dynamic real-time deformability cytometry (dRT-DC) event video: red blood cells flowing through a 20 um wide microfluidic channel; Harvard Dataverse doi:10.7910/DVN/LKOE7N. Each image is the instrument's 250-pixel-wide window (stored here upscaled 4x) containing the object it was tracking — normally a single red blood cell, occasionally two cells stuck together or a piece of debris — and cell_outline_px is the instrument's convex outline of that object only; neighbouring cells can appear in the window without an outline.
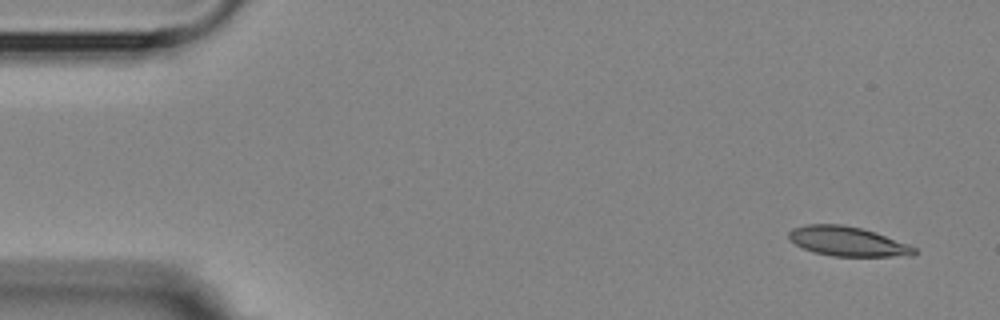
{"species": "Egyptian fruit bat (a non-hibernating species)", "species_latin": "Rousettus aegyptiacus", "temperature_condition": "room temperature", "stored_images_in_passage": 8, "camera_frame_rate_fps": 3000, "um_per_image_px": 0.085, "animal": {"sex": "female"}, "frame": {"image": 1, "passage_image": 1, "time_ms": 0.0, "image_size_px": [1000, 320], "cell_outline_px": [[916, 252], [912, 256], [832, 256], [812, 252], [796, 244], [788, 236], [788, 232], [792, 228], [808, 224], [840, 224], [860, 228], [876, 232], [908, 244], [916, 248]], "centroid_in_image_um": [72.05, 20.52], "position_along_channel_um": 13.0, "area_um2": 21.5}}
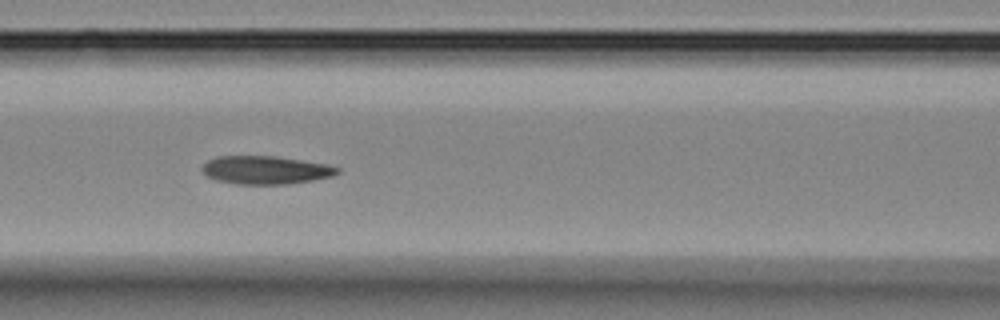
{"frame": {"image": 2, "passage_image": 7, "time_ms": 6.667, "image_size_px": [1000, 320], "cell_outline_px": [[340, 172], [332, 176], [312, 180], [288, 184], [236, 184], [216, 180], [208, 176], [200, 168], [208, 160], [216, 156], [276, 156], [324, 164], [340, 168]], "centroid_in_image_um": [22.55, 14.45], "position_along_channel_um": 144.0, "area_um2": 22.08}}
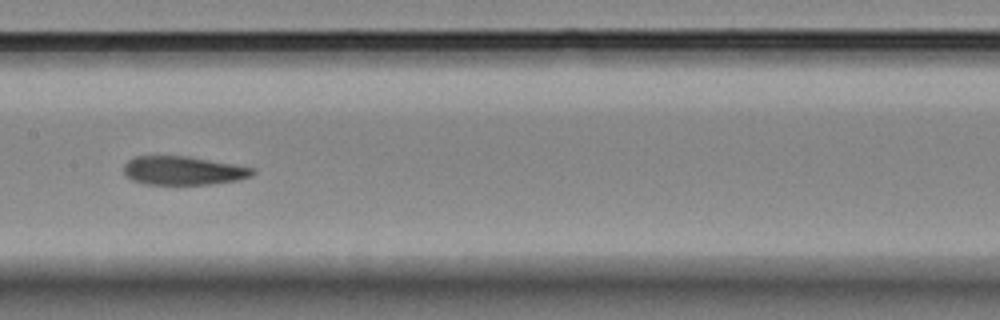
{"frame": {"image": 3, "passage_image": 8, "time_ms": 8.0, "image_size_px": [1000, 320], "cell_outline_px": [[256, 172], [252, 176], [236, 180], [212, 184], [144, 184], [132, 180], [124, 172], [124, 164], [128, 160], [136, 156], [188, 156], [232, 164], [252, 168]], "centroid_in_image_um": [15.55, 14.5], "position_along_channel_um": 191.8, "area_um2": 21.33}}